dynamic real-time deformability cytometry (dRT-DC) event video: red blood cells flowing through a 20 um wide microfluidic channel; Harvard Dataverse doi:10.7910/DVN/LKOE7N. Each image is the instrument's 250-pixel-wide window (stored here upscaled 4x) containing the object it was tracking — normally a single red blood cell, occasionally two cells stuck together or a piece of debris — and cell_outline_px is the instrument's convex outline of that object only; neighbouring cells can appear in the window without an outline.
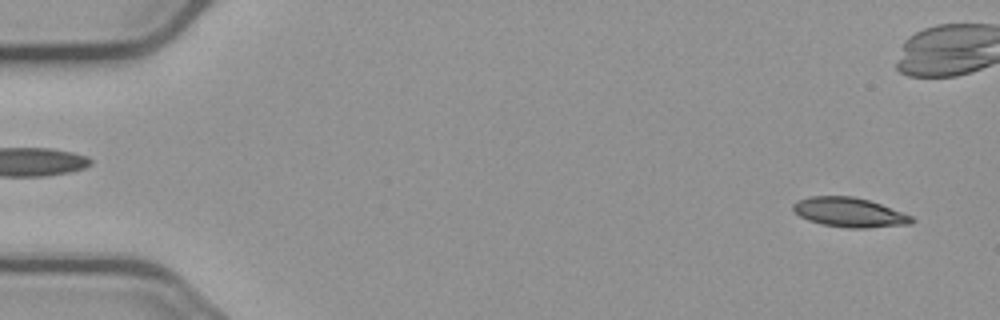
{"species": "common noctule bat (a hibernating species)", "species_latin": "Nyctalus noctula", "temperature_condition": "cold", "stored_images_in_passage": 8, "camera_frame_rate_fps": 3000, "um_per_image_px": 0.085, "animal": {"sex": "male", "body_mass_g": 23.1, "forearm_length_mm": 52.7}, "frame": {"image": 1, "passage_image": 1, "time_ms": 0.0, "image_size_px": [1000, 320], "cell_outline_px": [[916, 220], [912, 224], [864, 228], [848, 228], [820, 224], [808, 220], [800, 216], [792, 208], [792, 204], [796, 200], [808, 196], [852, 196], [868, 200], [880, 204], [912, 216]], "centroid_in_image_um": [72.17, 18.05], "position_along_channel_um": 12.8, "area_um2": 20.4}}
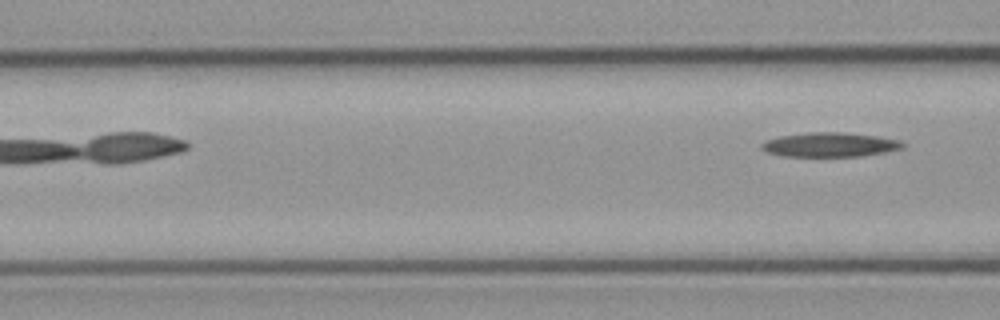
{"frame": {"image": 2, "passage_image": 8, "time_ms": 9.0, "image_size_px": [1000, 320], "cell_outline_px": [[904, 144], [900, 148], [884, 152], [860, 156], [784, 156], [768, 152], [760, 148], [760, 144], [768, 140], [780, 136], [812, 132], [844, 132], [876, 136], [900, 140]], "centroid_in_image_um": [70.52, 12.29], "position_along_channel_um": 96.1, "area_um2": 19.71}}